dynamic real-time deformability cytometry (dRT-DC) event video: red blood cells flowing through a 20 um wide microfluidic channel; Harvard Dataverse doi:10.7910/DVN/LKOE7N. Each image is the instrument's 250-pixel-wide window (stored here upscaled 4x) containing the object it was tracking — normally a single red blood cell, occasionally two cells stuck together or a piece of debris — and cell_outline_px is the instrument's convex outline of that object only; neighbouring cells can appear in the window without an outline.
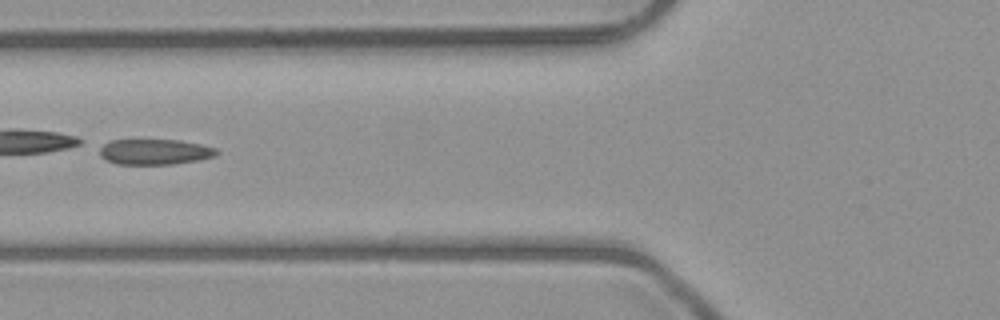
{"species": "common noctule bat (a hibernating species)", "species_latin": "Nyctalus noctula", "temperature_condition": "room temperature", "stored_images_in_passage": 7, "camera_frame_rate_fps": 3000, "um_per_image_px": 0.085, "animal": {"sex": "male", "body_mass_g": 23.1, "forearm_length_mm": 52.7}, "frame": {"image": 1, "passage_image": 6, "time_ms": 5.667, "image_size_px": [1000, 320], "cell_outline_px": [[220, 152], [216, 156], [200, 160], [172, 164], [116, 164], [104, 160], [100, 156], [100, 144], [108, 140], [180, 140], [200, 144], [216, 148]], "centroid_in_image_um": [13.13, 12.9], "position_along_channel_um": 112.7, "area_um2": 17.69}}
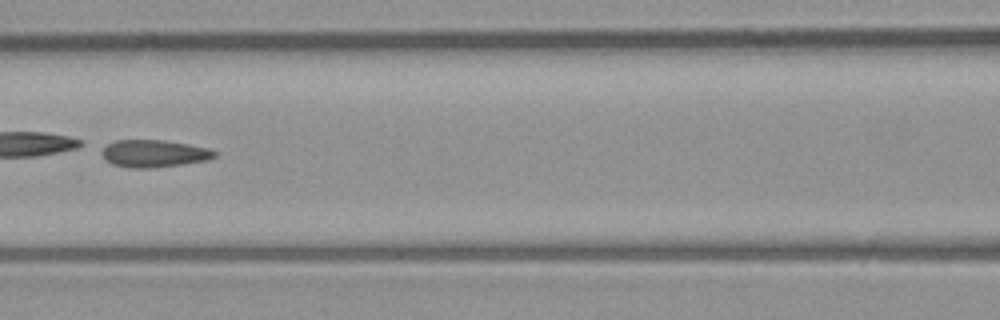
{"frame": {"image": 2, "passage_image": 7, "time_ms": 6.667, "image_size_px": [1000, 320], "cell_outline_px": [[216, 156], [204, 160], [180, 164], [148, 168], [132, 168], [112, 164], [100, 152], [100, 148], [116, 140], [164, 140], [188, 144], [208, 148], [216, 152]], "centroid_in_image_um": [13.04, 13.03], "position_along_channel_um": 153.6, "area_um2": 17.69}}